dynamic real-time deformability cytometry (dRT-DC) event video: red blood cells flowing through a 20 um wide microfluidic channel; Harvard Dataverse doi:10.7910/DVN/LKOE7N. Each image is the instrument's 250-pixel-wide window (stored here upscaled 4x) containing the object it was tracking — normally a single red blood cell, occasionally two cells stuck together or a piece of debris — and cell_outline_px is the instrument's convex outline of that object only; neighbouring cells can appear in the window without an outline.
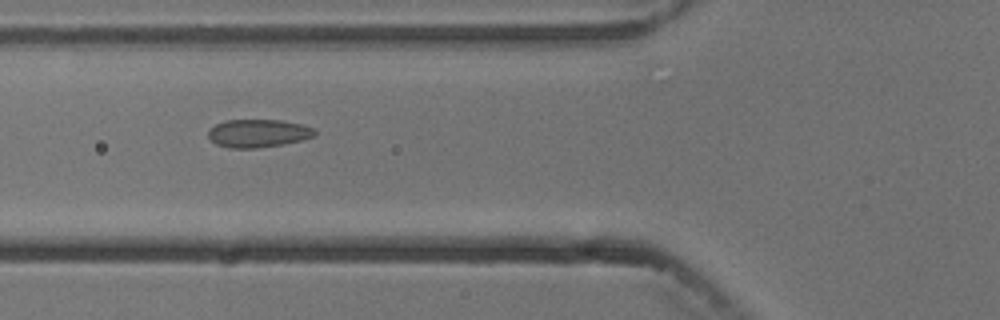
{"species": "common noctule bat (a hibernating species)", "species_latin": "Nyctalus noctula", "temperature_condition": "cold", "stored_images_in_passage": 2, "camera_frame_rate_fps": 3000, "um_per_image_px": 0.085, "animal": {"sex": "male", "body_mass_g": 13.3}, "frame": {"image": 1, "passage_image": 2, "time_ms": 1.0, "image_size_px": [1000, 320], "cell_outline_px": [[316, 136], [284, 144], [256, 148], [228, 148], [216, 144], [208, 136], [208, 132], [216, 124], [224, 120], [280, 120], [300, 124], [316, 128]], "centroid_in_image_um": [21.96, 11.33], "position_along_channel_um": 103.8, "area_um2": 17.4}}